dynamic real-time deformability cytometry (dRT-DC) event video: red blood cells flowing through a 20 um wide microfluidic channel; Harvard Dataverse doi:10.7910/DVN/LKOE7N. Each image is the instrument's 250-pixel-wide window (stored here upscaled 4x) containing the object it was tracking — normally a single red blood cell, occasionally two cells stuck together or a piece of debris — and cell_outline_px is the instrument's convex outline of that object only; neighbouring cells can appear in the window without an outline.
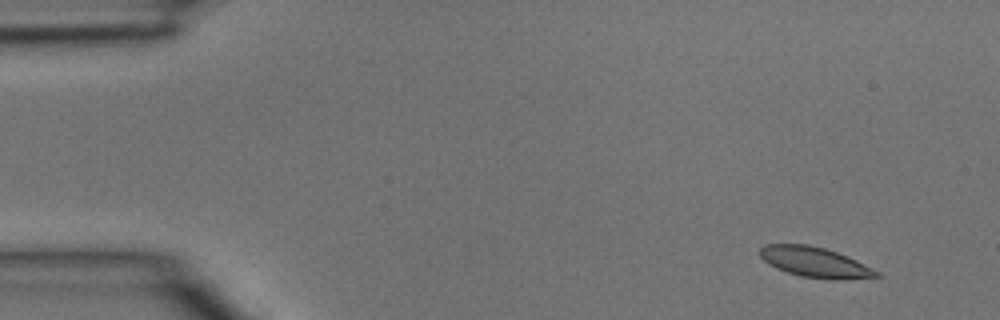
{"species": "common noctule bat (a hibernating species)", "species_latin": "Nyctalus noctula", "temperature_condition": "room temperature", "stored_images_in_passage": 4, "camera_frame_rate_fps": 3000, "um_per_image_px": 0.085, "animal": {"sex": "male", "body_mass_g": 15.6}, "frame": {"image": 1, "passage_image": 1, "time_ms": 0.0, "image_size_px": [1000, 320], "cell_outline_px": [[880, 276], [844, 280], [832, 280], [800, 276], [776, 268], [768, 264], [760, 256], [760, 248], [764, 244], [808, 244], [824, 248], [848, 256], [880, 272]], "centroid_in_image_um": [69.27, 22.29], "position_along_channel_um": 15.7, "area_um2": 20.58}}
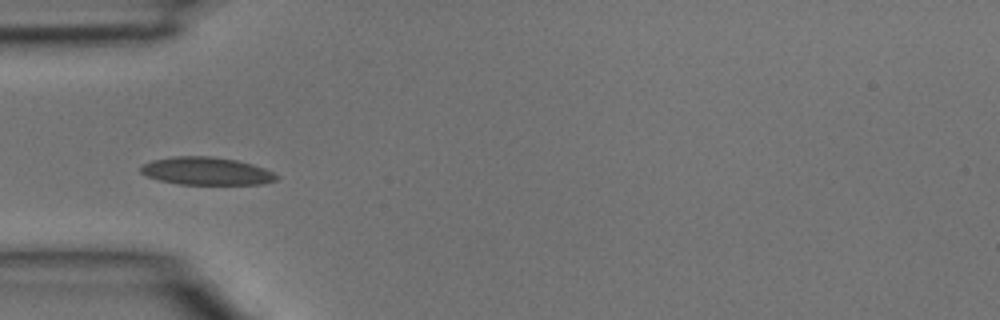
{"frame": {"image": 2, "passage_image": 4, "time_ms": 1.0, "image_size_px": [1000, 320], "cell_outline_px": [[280, 176], [276, 180], [264, 184], [180, 184], [160, 180], [148, 176], [140, 172], [140, 168], [144, 164], [152, 160], [176, 156], [212, 156], [236, 160], [252, 164], [264, 168]], "centroid_in_image_um": [17.57, 14.54], "position_along_channel_um": 67.4, "area_um2": 21.85}}